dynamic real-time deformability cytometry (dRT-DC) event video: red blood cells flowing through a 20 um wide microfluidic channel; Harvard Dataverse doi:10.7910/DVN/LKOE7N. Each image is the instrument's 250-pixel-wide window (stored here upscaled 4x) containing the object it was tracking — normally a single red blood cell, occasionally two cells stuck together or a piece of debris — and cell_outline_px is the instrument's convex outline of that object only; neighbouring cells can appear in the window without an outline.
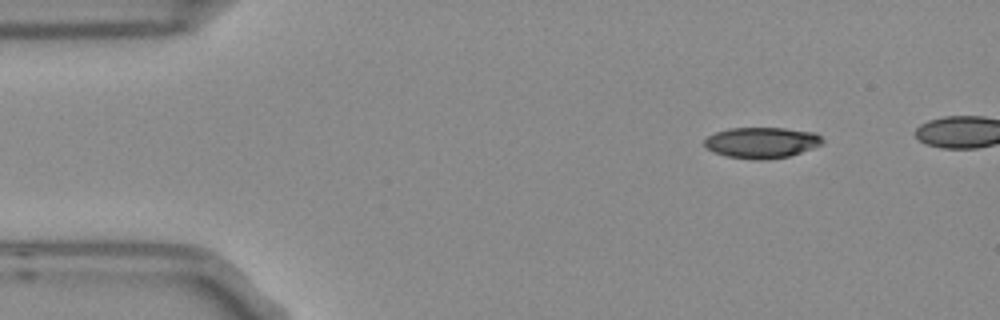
{"species": "Egyptian fruit bat (a non-hibernating species)", "species_latin": "Rousettus aegyptiacus", "temperature_condition": "room temperature", "stored_images_in_passage": 3, "camera_frame_rate_fps": 3000, "um_per_image_px": 0.085, "frame": {"image": 1, "passage_image": 1, "time_ms": 0.0, "image_size_px": [1000, 320], "cell_outline_px": [[824, 144], [788, 156], [764, 160], [752, 160], [728, 156], [712, 152], [704, 148], [704, 140], [708, 136], [716, 132], [728, 128], [784, 128], [816, 132], [824, 140]], "centroid_in_image_um": [64.73, 12.12], "position_along_channel_um": 20.3, "area_um2": 21.44}}